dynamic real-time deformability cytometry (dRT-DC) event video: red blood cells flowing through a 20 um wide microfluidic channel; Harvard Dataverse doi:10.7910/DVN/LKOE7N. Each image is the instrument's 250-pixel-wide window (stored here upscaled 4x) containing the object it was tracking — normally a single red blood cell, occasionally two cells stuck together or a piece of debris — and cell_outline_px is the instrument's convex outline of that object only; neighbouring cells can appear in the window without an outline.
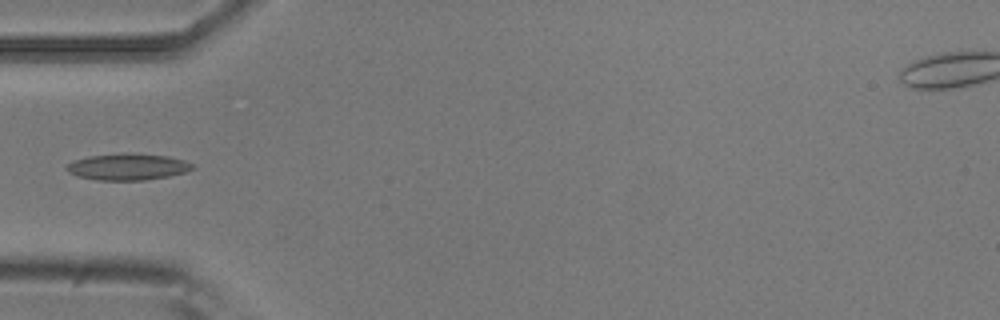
{"species": "common noctule bat (a hibernating species)", "species_latin": "Nyctalus noctula", "temperature_condition": "room temperature", "stored_images_in_passage": 7, "camera_frame_rate_fps": 3000, "um_per_image_px": 0.085, "animal": {"sex": "male", "body_mass_g": 20.5, "forearm_length_mm": 52.5}, "frame": {"image": 1, "passage_image": 5, "time_ms": 1.333, "image_size_px": [1000, 320], "cell_outline_px": [[196, 168], [184, 172], [168, 176], [144, 180], [96, 180], [76, 176], [68, 172], [64, 168], [72, 160], [88, 156], [168, 156], [184, 160], [192, 164]], "centroid_in_image_um": [10.81, 14.23], "position_along_channel_um": 74.2, "area_um2": 18.5}}
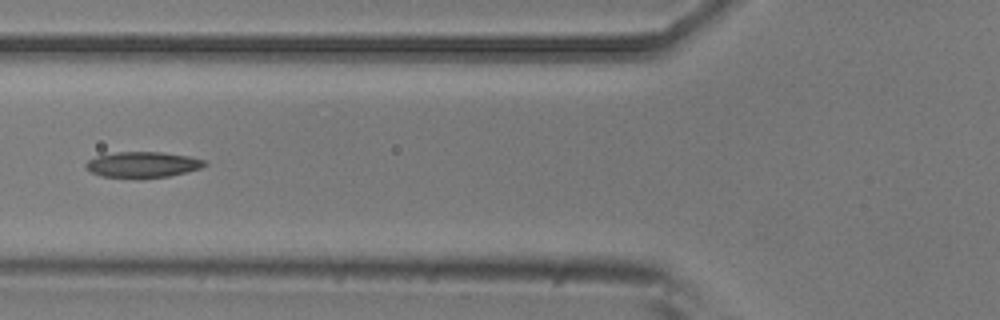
{"frame": {"image": 2, "passage_image": 6, "time_ms": 1.667, "image_size_px": [1000, 320], "cell_outline_px": [[208, 164], [200, 168], [168, 176], [100, 176], [84, 168], [84, 164], [88, 160], [96, 156], [116, 152], [160, 152], [188, 156], [204, 160]], "centroid_in_image_um": [12.09, 13.96], "position_along_channel_um": 113.7, "area_um2": 17.22}}
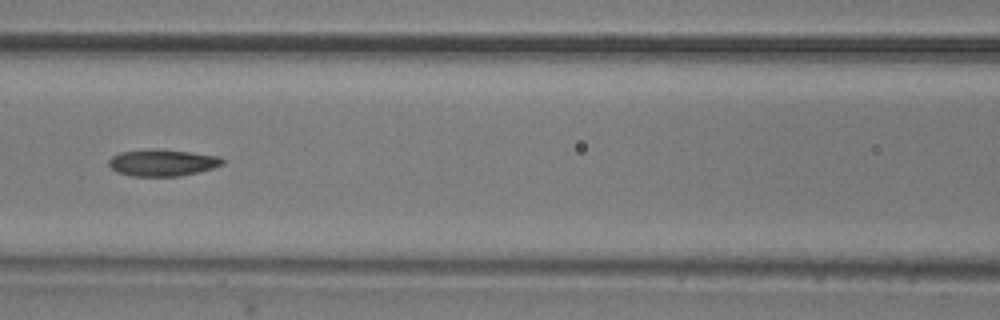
{"frame": {"image": 3, "passage_image": 7, "time_ms": 2.0, "image_size_px": [1000, 320], "cell_outline_px": [[224, 164], [212, 168], [180, 176], [132, 176], [116, 172], [108, 164], [108, 160], [112, 156], [120, 152], [152, 148], [188, 152], [220, 156], [224, 160]], "centroid_in_image_um": [13.78, 13.82], "position_along_channel_um": 152.8, "area_um2": 17.69}}